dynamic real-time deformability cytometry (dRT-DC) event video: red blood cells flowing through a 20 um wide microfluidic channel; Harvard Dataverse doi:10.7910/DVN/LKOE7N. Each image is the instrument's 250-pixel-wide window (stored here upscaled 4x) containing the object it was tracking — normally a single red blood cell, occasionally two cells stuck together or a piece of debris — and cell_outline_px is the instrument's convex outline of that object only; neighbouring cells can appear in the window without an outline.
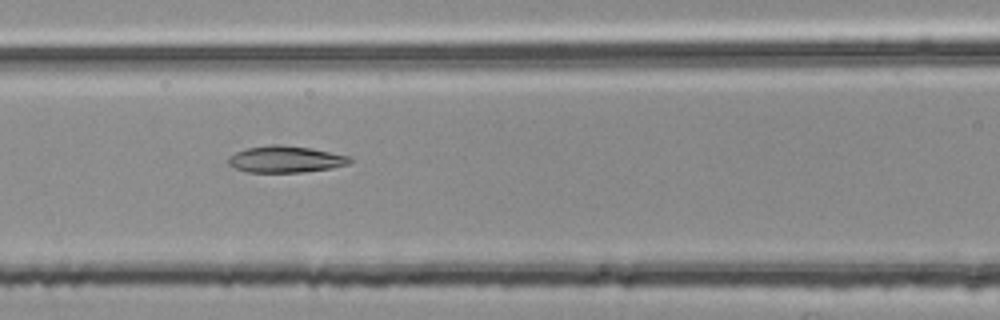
{"species": "common noctule bat (a hibernating species)", "species_latin": "Nyctalus noctula", "temperature_condition": "room temperature", "stored_images_in_passage": 54, "segment_of_instrument_passage": [2, 2], "camera_frame_rate_fps": 3000, "um_per_image_px": 0.085, "animal": {"sex": "female", "body_mass_g": 25.1}, "frame": {"image": 1, "passage_image": 23, "time_ms": 7.333, "image_size_px": [1000, 320], "cell_outline_px": [[352, 160], [348, 164], [332, 168], [300, 172], [248, 172], [236, 168], [228, 164], [228, 156], [236, 152], [248, 148], [268, 144], [280, 144], [312, 148], [348, 156]], "centroid_in_image_um": [24.25, 13.53], "position_along_channel_um": 142.3, "area_um2": 18.79}}
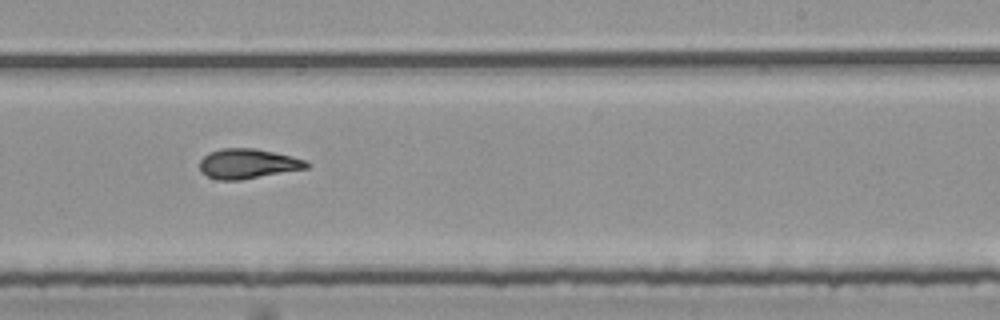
{"frame": {"image": 2, "passage_image": 33, "time_ms": 10.667, "image_size_px": [1000, 320], "cell_outline_px": [[312, 164], [308, 168], [240, 180], [220, 180], [208, 176], [200, 172], [200, 160], [208, 152], [220, 148], [256, 148], [292, 156], [304, 160]], "centroid_in_image_um": [21.06, 13.91], "position_along_channel_um": 267.9, "area_um2": 18.67}}
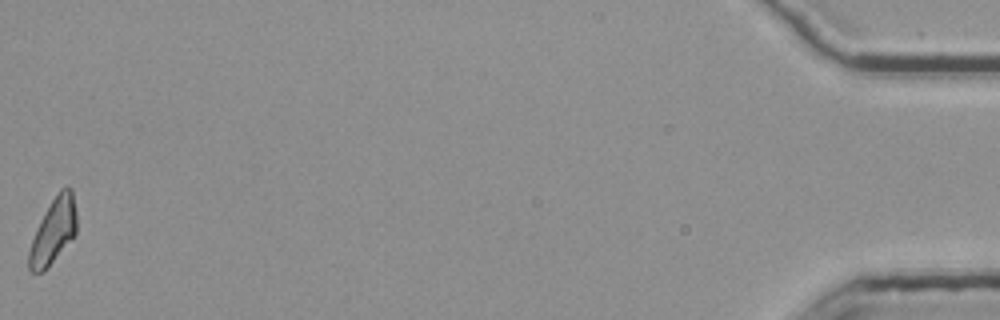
{"frame": {"image": 3, "passage_image": 54, "time_ms": 17.667, "image_size_px": [1000, 320], "cell_outline_px": [[76, 236], [44, 272], [32, 272], [28, 268], [28, 252], [32, 240], [44, 212], [60, 188], [68, 184], [72, 188], [76, 212]], "centroid_in_image_um": [4.56, 19.64], "position_along_channel_um": 430.6, "area_um2": 18.38}}